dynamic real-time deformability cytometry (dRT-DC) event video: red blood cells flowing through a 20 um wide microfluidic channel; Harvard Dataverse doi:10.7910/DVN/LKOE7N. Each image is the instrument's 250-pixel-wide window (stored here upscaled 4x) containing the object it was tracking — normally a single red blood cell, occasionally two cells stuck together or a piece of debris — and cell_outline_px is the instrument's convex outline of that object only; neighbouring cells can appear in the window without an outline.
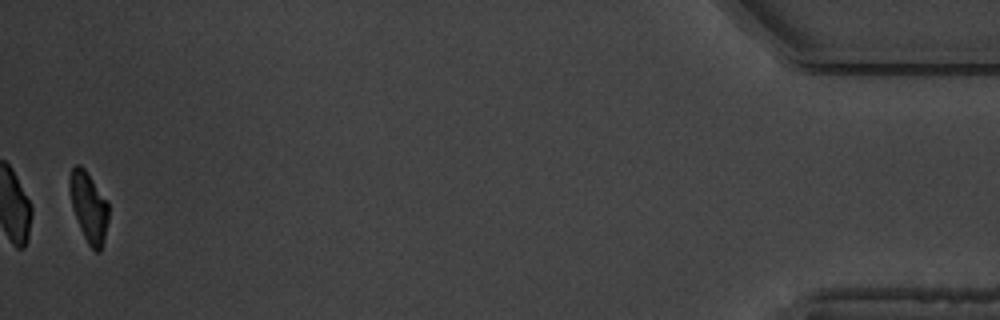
{"species": "common noctule bat (a hibernating species)", "species_latin": "Nyctalus noctula", "temperature_condition": "warm", "stored_images_in_passage": 17, "camera_frame_rate_fps": 3000, "um_per_image_px": 0.085, "animal": {"sex": "male", "body_mass_g": 19.5, "forearm_length_mm": 54.6}, "frame": {"image": 1, "passage_image": 17, "time_ms": 19.0, "image_size_px": [1000, 320], "cell_outline_px": [[108, 220], [104, 240], [100, 252], [96, 252], [88, 244], [80, 228], [72, 208], [68, 192], [68, 176], [72, 168], [76, 164], [80, 164], [84, 168], [108, 200]], "centroid_in_image_um": [7.52, 17.55], "position_along_channel_um": 427.7, "area_um2": 16.18}, "authors_computed_cell_mechanics": {"area_um2": 17.3978, "velocity_mm_per_s": 3.3409, "shape_relaxation_time_tau1_ms": 3.0921, "shape_relaxation_time_tau2_ms": 2.2837, "deformation_change_tau1": 0.1545, "deformation_change_tau2": 0.0548}}